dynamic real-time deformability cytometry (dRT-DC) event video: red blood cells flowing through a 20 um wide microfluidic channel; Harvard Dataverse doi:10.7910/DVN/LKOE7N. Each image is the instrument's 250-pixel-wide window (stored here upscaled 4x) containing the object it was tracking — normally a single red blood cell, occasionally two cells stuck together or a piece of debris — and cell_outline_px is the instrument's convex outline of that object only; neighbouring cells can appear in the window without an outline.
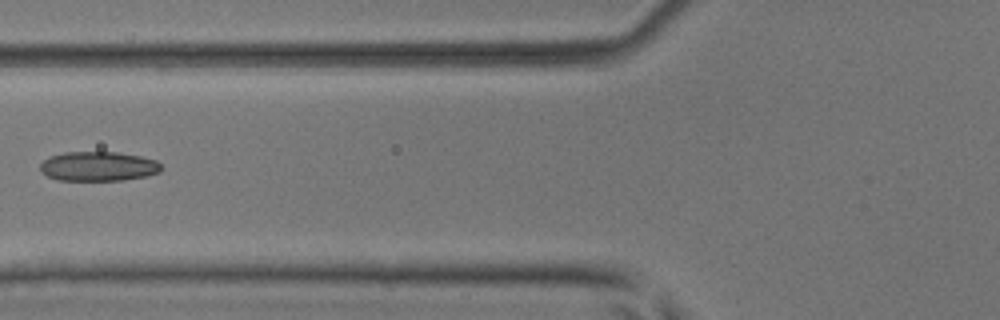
{"species": "common noctule bat (a hibernating species)", "species_latin": "Nyctalus noctula", "temperature_condition": "room temperature", "stored_images_in_passage": 4, "camera_frame_rate_fps": 3000, "um_per_image_px": 0.085, "animal": {"sex": "male", "body_mass_g": 17.9, "forearm_length_mm": 54.2}, "frame": {"image": 1, "passage_image": 4, "time_ms": 1.0, "image_size_px": [1000, 320], "cell_outline_px": [[160, 172], [148, 176], [124, 180], [56, 180], [40, 172], [40, 164], [48, 156], [64, 152], [116, 152], [140, 156], [156, 160], [160, 164]], "centroid_in_image_um": [8.33, 14.14], "position_along_channel_um": 117.5, "area_um2": 20.92}}